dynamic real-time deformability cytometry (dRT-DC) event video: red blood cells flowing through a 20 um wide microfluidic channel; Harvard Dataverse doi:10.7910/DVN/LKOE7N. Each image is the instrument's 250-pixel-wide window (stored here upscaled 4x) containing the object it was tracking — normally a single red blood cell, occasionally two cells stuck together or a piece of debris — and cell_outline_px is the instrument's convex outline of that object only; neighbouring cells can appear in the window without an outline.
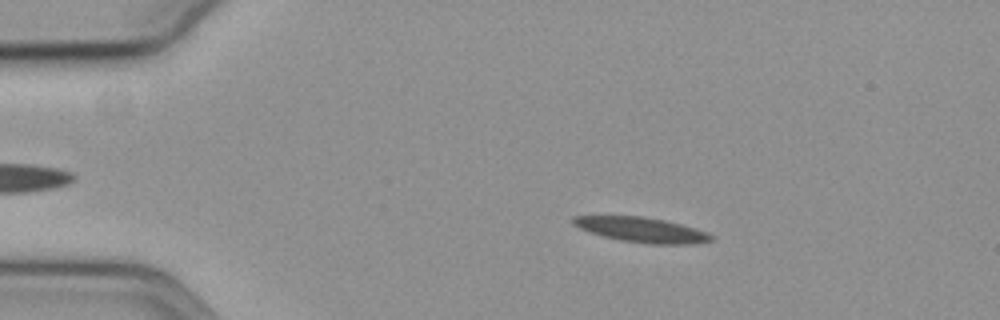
{"species": "common noctule bat (a hibernating species)", "species_latin": "Nyctalus noctula", "temperature_condition": "cold", "stored_images_in_passage": 57, "camera_frame_rate_fps": 3000, "um_per_image_px": 0.085, "animal": {"sex": "female", "body_mass_g": 19.3, "forearm_length_mm": 54.1}, "frame": {"image": 1, "passage_image": 10, "time_ms": 3.0, "image_size_px": [1000, 320], "cell_outline_px": [[712, 240], [692, 244], [652, 244], [620, 240], [604, 236], [580, 228], [572, 224], [572, 220], [576, 216], [640, 216], [664, 220], [680, 224], [704, 232], [712, 236]], "centroid_in_image_um": [54.51, 19.53], "position_along_channel_um": 30.5, "area_um2": 19.54}}
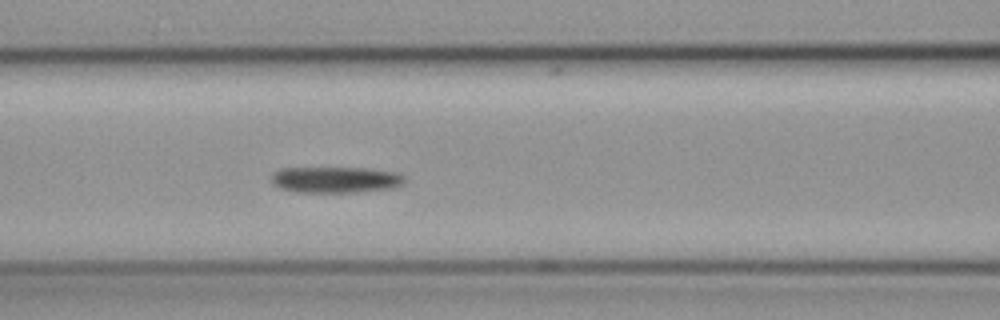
{"frame": {"image": 2, "passage_image": 24, "time_ms": 7.667, "image_size_px": [1000, 320], "cell_outline_px": [[404, 180], [400, 184], [392, 188], [356, 192], [296, 192], [280, 188], [272, 184], [272, 172], [280, 168], [368, 168], [392, 172], [404, 176]], "centroid_in_image_um": [28.45, 15.27], "position_along_channel_um": 138.2, "area_um2": 20.17}}
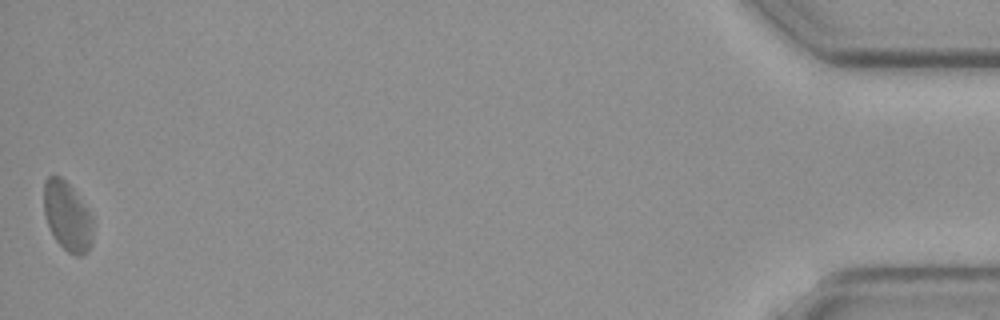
{"frame": {"image": 3, "passage_image": 57, "time_ms": 18.667, "image_size_px": [1000, 320], "cell_outline_px": [[92, 244], [88, 252], [80, 256], [76, 256], [68, 252], [56, 240], [48, 224], [44, 212], [44, 180], [48, 176], [60, 176], [72, 188], [92, 216]], "centroid_in_image_um": [5.73, 18.4], "position_along_channel_um": 429.5, "area_um2": 19.59}, "authors_computed_cell_mechanics": {"area_um2": 19.941, "velocity_mm_per_s": 3.5564, "shape_relaxation_time_tau1_ms": 3.915, "shape_relaxation_time_tau2_ms": null, "deformation_change_tau1": 0.1009, "deformation_change_tau2": null}}